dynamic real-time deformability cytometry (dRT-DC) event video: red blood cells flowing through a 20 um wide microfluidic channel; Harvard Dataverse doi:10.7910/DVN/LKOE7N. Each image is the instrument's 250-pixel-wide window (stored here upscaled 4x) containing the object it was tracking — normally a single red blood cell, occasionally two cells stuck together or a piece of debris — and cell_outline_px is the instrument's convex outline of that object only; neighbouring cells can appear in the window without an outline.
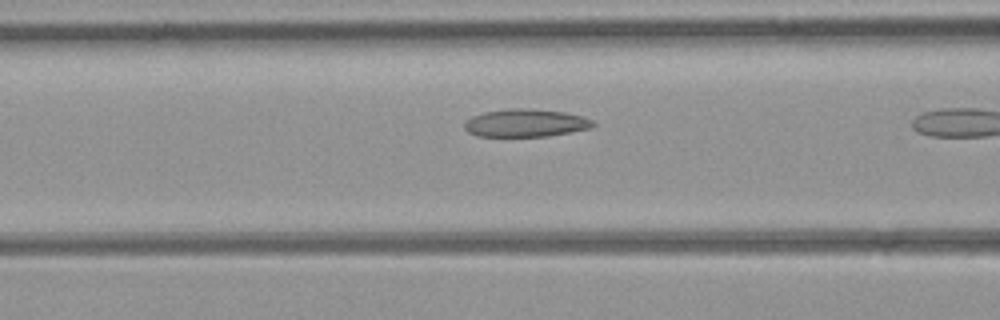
{"species": "common noctule bat (a hibernating species)", "species_latin": "Nyctalus noctula", "temperature_condition": "room temperature", "stored_images_in_passage": 15, "camera_frame_rate_fps": 3000, "um_per_image_px": 0.085, "animal": {"sex": "female", "body_mass_g": 21.9}, "frame": {"image": 1, "passage_image": 13, "time_ms": 4.0, "image_size_px": [1000, 320], "cell_outline_px": [[596, 124], [592, 128], [548, 136], [476, 136], [468, 132], [464, 128], [464, 124], [472, 116], [484, 112], [508, 108], [528, 108], [564, 112], [584, 116], [592, 120]], "centroid_in_image_um": [44.7, 10.45], "position_along_channel_um": 121.9, "area_um2": 20.92}}